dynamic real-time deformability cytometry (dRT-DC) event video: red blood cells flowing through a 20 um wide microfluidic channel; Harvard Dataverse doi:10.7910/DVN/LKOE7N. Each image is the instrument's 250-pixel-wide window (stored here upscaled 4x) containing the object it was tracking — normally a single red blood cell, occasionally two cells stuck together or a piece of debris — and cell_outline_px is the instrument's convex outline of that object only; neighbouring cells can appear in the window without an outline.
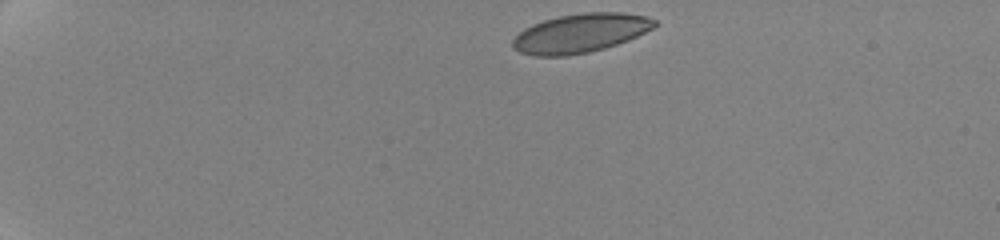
{"species": "human", "species_latin": "Homo sapiens", "temperature_condition": "cold", "stored_images_in_passage": 16, "camera_frame_rate_fps": 3000, "um_per_image_px": 0.085, "donor": {"sex": "female"}, "frame": {"image": 1, "passage_image": 1, "time_ms": 0.0, "image_size_px": [1000, 240], "cell_outline_px": [[656, 24], [652, 28], [628, 40], [604, 48], [588, 52], [568, 56], [536, 56], [520, 52], [512, 48], [512, 40], [524, 28], [532, 24], [544, 20], [560, 16], [584, 12], [624, 12], [644, 16], [656, 20]], "centroid_in_image_um": [49.3, 2.82], "position_along_channel_um": 35.7, "area_um2": 32.02}}
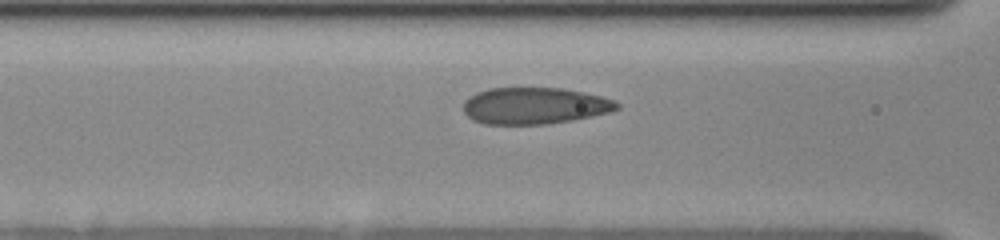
{"frame": {"image": 2, "passage_image": 12, "time_ms": 5.0, "image_size_px": [1000, 240], "cell_outline_px": [[620, 108], [612, 112], [572, 120], [548, 124], [484, 124], [472, 120], [464, 112], [464, 100], [468, 96], [476, 92], [488, 88], [560, 88], [584, 92], [616, 100], [620, 104]], "centroid_in_image_um": [45.45, 8.99], "position_along_channel_um": 121.2, "area_um2": 33.06}}
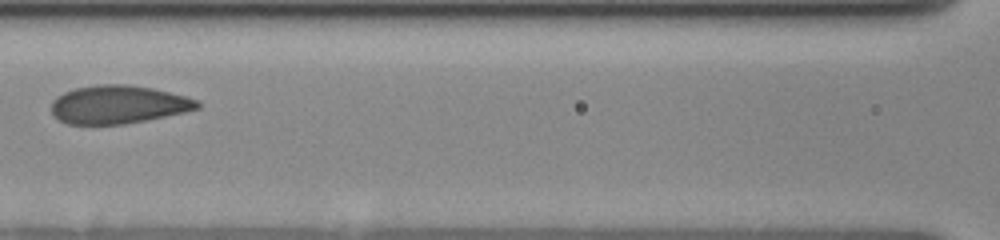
{"frame": {"image": 3, "passage_image": 14, "time_ms": 6.0, "image_size_px": [1000, 240], "cell_outline_px": [[200, 108], [184, 112], [124, 124], [68, 124], [52, 116], [52, 100], [56, 96], [64, 92], [76, 88], [96, 84], [128, 84], [152, 88], [200, 100]], "centroid_in_image_um": [10.03, 8.88], "position_along_channel_um": 156.6, "area_um2": 32.48}}